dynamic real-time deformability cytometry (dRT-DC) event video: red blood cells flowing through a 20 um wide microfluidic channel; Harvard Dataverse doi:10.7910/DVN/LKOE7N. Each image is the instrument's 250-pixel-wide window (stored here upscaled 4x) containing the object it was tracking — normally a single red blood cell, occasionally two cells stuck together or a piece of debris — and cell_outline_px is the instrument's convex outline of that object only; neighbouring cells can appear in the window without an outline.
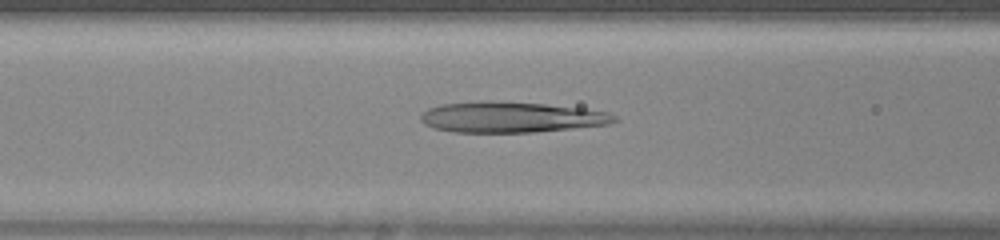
{"species": "human", "species_latin": "Homo sapiens", "temperature_condition": "warm", "stored_images_in_passage": 48, "camera_frame_rate_fps": 3000, "um_per_image_px": 0.085, "donor": {"sex": "female"}, "frame": {"image": 1, "passage_image": 20, "time_ms": 6.333, "image_size_px": [1000, 240], "cell_outline_px": [[620, 120], [608, 124], [572, 128], [532, 132], [452, 132], [436, 128], [424, 124], [420, 120], [420, 116], [428, 108], [440, 104], [480, 100], [492, 100], [544, 104], [584, 108], [608, 112], [616, 116]], "centroid_in_image_um": [43.43, 9.94], "position_along_channel_um": 123.2, "area_um2": 34.85}}
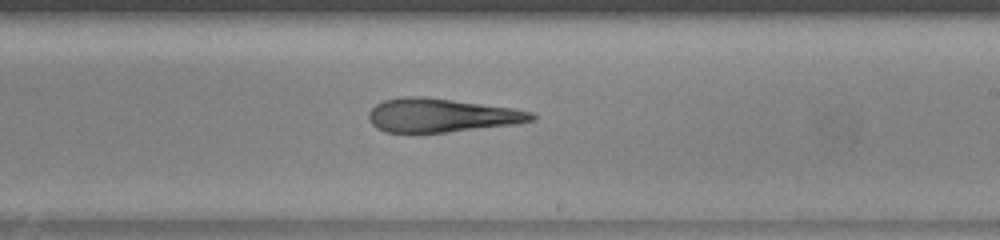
{"frame": {"image": 2, "passage_image": 29, "time_ms": 9.333, "image_size_px": [1000, 240], "cell_outline_px": [[536, 120], [516, 124], [444, 132], [384, 132], [376, 128], [372, 124], [368, 116], [368, 112], [376, 104], [384, 100], [404, 96], [424, 96], [516, 108], [532, 112], [536, 116]], "centroid_in_image_um": [37.53, 9.79], "position_along_channel_um": 251.5, "area_um2": 32.08}}
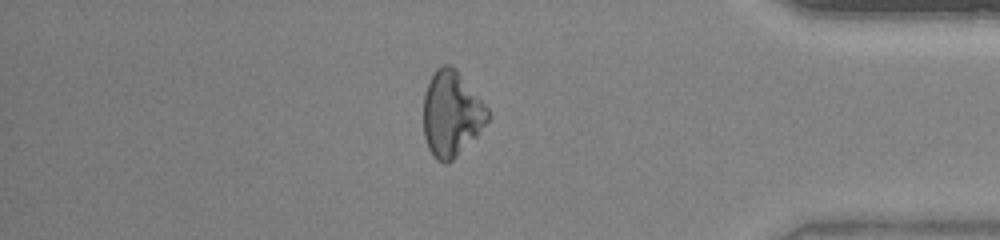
{"frame": {"image": 3, "passage_image": 41, "time_ms": 13.333, "image_size_px": [1000, 240], "cell_outline_px": [[488, 120], [476, 136], [448, 164], [444, 164], [436, 160], [432, 156], [428, 148], [424, 136], [424, 92], [428, 80], [436, 68], [444, 64], [448, 64], [456, 68], [488, 108]], "centroid_in_image_um": [38.35, 9.66], "position_along_channel_um": 396.9, "area_um2": 32.02}, "authors_computed_cell_mechanics": {"area_um2": 33.5529, "velocity_mm_per_s": 4.2917, "shape_relaxation_time_tau1_ms": null, "shape_relaxation_time_tau2_ms": 2.9457, "deformation_change_tau1": null, "deformation_change_tau2": 0.1504}}